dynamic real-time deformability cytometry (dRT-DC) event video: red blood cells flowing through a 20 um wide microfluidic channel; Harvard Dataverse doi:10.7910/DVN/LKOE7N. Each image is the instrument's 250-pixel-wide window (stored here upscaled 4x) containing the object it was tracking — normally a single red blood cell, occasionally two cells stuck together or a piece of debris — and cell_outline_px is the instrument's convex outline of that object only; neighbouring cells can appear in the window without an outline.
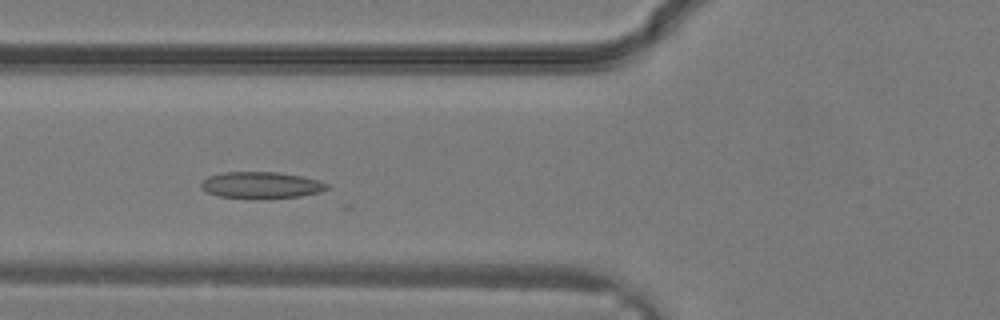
{"species": "common noctule bat (a hibernating species)", "species_latin": "Nyctalus noctula", "temperature_condition": "warm", "stored_images_in_passage": 25, "camera_frame_rate_fps": 3000, "um_per_image_px": 0.085, "animal": {"sex": "male", "body_mass_g": 19.2, "forearm_length_mm": 51.8}, "frame": {"image": 1, "passage_image": 4, "time_ms": 1.0, "image_size_px": [1000, 320], "cell_outline_px": [[328, 188], [320, 192], [300, 196], [220, 196], [208, 192], [200, 188], [200, 184], [208, 176], [224, 172], [276, 172], [300, 176], [320, 180], [328, 184]], "centroid_in_image_um": [22.21, 15.69], "position_along_channel_um": 103.6, "area_um2": 18.55}}
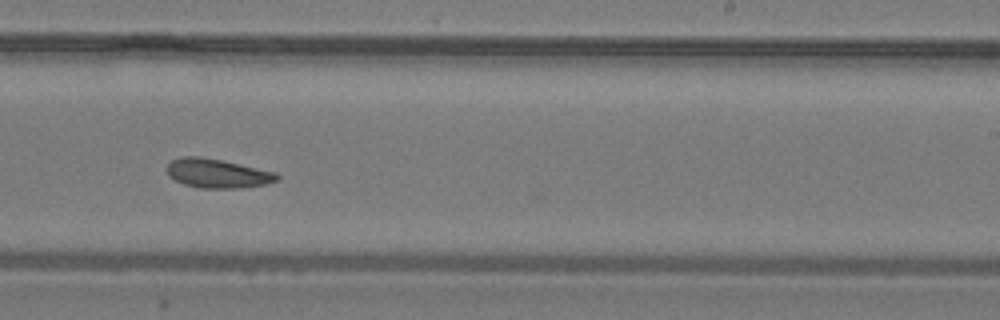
{"frame": {"image": 2, "passage_image": 12, "time_ms": 3.667, "image_size_px": [1000, 320], "cell_outline_px": [[280, 176], [276, 180], [264, 184], [240, 188], [200, 188], [184, 184], [168, 176], [168, 164], [172, 160], [180, 156], [200, 156], [220, 160], [276, 172]], "centroid_in_image_um": [18.45, 14.73], "position_along_channel_um": 270.5, "area_um2": 18.44}}
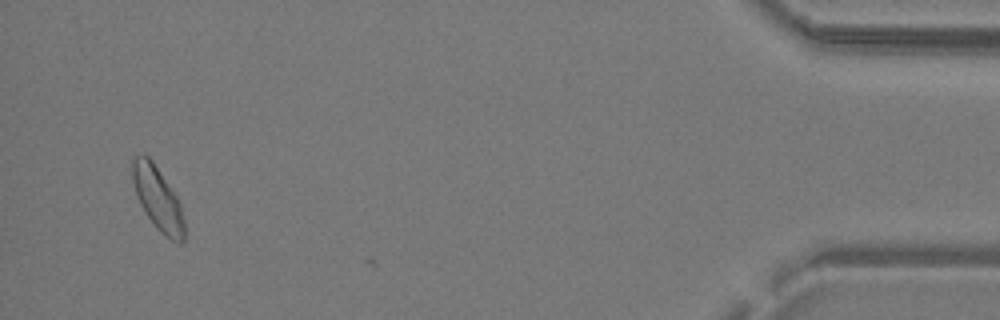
{"frame": {"image": 3, "passage_image": 23, "time_ms": 7.333, "image_size_px": [1000, 320], "cell_outline_px": [[184, 240], [180, 244], [172, 240], [160, 232], [156, 228], [140, 204], [136, 196], [132, 180], [132, 156], [148, 156], [152, 160], [176, 196], [180, 204], [184, 220]], "centroid_in_image_um": [13.4, 16.89], "position_along_channel_um": 421.8, "area_um2": 18.9}}